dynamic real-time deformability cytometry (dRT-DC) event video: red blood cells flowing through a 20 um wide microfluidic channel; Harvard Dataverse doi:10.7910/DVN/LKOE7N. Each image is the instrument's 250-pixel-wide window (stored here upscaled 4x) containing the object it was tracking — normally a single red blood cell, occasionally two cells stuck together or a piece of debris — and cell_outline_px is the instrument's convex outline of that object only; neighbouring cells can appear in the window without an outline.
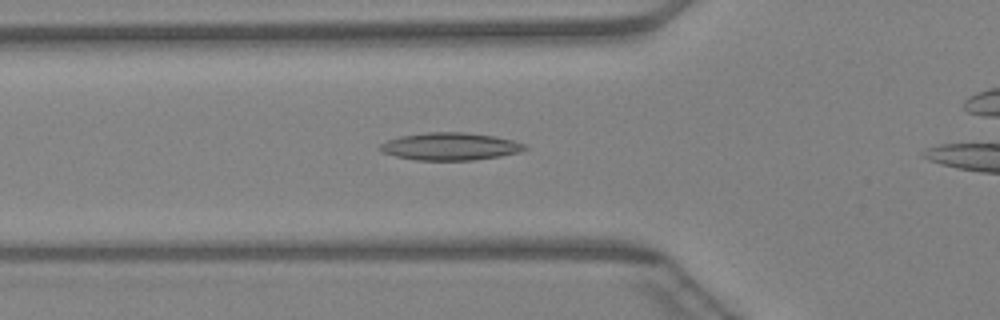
{"species": "Egyptian fruit bat (a non-hibernating species)", "species_latin": "Rousettus aegyptiacus", "temperature_condition": "warm", "stored_images_in_passage": 39, "camera_frame_rate_fps": 3000, "um_per_image_px": 0.085, "animal": {"sex": "female"}, "frame": {"image": 1, "passage_image": 10, "time_ms": 3.0, "image_size_px": [1000, 320], "cell_outline_px": [[528, 148], [520, 152], [500, 156], [472, 160], [416, 160], [396, 156], [384, 152], [380, 148], [380, 144], [388, 140], [400, 136], [428, 132], [464, 132], [496, 136], [512, 140], [524, 144]], "centroid_in_image_um": [38.29, 12.44], "position_along_channel_um": 87.5, "area_um2": 23.06}}
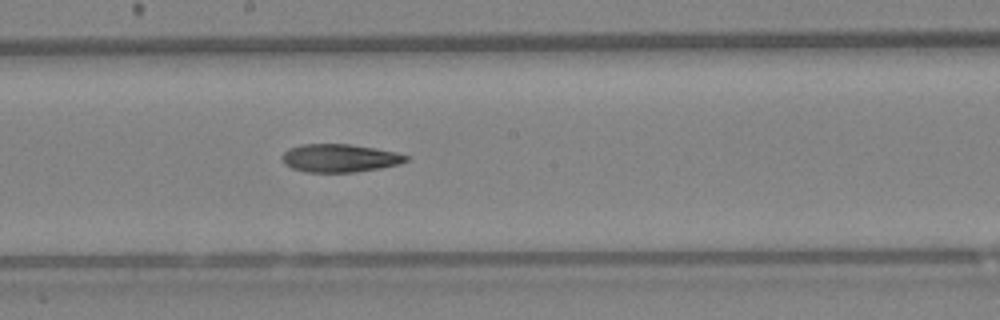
{"frame": {"image": 2, "passage_image": 19, "time_ms": 6.0, "image_size_px": [1000, 320], "cell_outline_px": [[408, 160], [396, 164], [380, 168], [356, 172], [308, 172], [292, 168], [284, 164], [280, 156], [288, 148], [300, 144], [348, 144], [376, 148], [396, 152], [408, 156]], "centroid_in_image_um": [28.82, 13.43], "position_along_channel_um": 219.4, "area_um2": 20.29}}
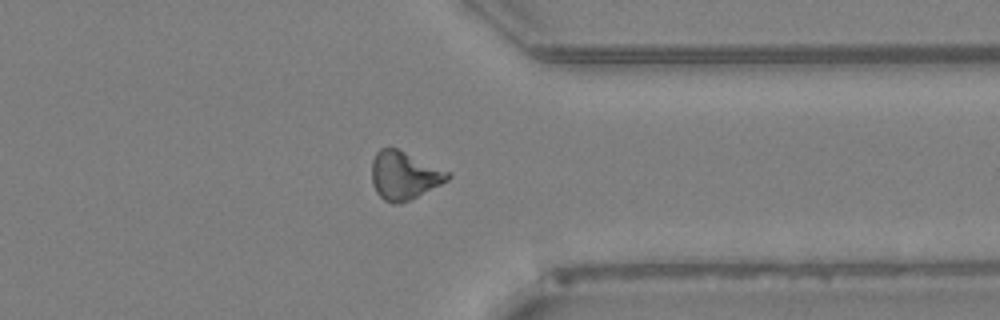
{"frame": {"image": 3, "passage_image": 30, "time_ms": 9.667, "image_size_px": [1000, 320], "cell_outline_px": [[452, 176], [448, 180], [400, 204], [392, 204], [384, 200], [376, 192], [372, 184], [372, 160], [376, 152], [380, 148], [396, 148], [452, 172]], "centroid_in_image_um": [34.35, 14.91], "position_along_channel_um": 377.1, "area_um2": 21.27}}